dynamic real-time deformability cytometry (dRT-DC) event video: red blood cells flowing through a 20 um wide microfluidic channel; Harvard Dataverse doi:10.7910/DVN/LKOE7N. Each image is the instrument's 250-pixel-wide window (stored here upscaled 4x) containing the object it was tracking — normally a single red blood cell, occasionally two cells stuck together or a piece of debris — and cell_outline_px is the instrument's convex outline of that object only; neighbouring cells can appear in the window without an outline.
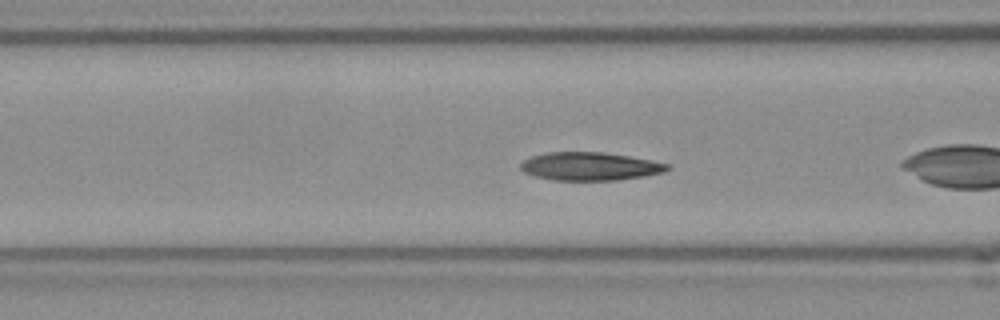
{"species": "Egyptian fruit bat (a non-hibernating species)", "species_latin": "Rousettus aegyptiacus", "temperature_condition": "room temperature", "stored_images_in_passage": 31, "camera_frame_rate_fps": 3000, "um_per_image_px": 0.085, "frame": {"image": 1, "passage_image": 5, "time_ms": 1.333, "image_size_px": [1000, 320], "cell_outline_px": [[672, 168], [664, 172], [644, 176], [616, 180], [556, 180], [536, 176], [524, 172], [520, 168], [520, 164], [524, 160], [532, 156], [548, 152], [604, 152], [652, 160], [668, 164]], "centroid_in_image_um": [50.17, 14.13], "position_along_channel_um": 116.4, "area_um2": 23.99}, "authors_computed_cell_mechanics": {"area_um2": 24.0448, "velocity_mm_per_s": 3.8127, "shape_relaxation_time_tau1_ms": 3.4052, "shape_relaxation_time_tau2_ms": 1.3653, "deformation_change_tau1": 0.1204, "deformation_change_tau2": 0.0577}}